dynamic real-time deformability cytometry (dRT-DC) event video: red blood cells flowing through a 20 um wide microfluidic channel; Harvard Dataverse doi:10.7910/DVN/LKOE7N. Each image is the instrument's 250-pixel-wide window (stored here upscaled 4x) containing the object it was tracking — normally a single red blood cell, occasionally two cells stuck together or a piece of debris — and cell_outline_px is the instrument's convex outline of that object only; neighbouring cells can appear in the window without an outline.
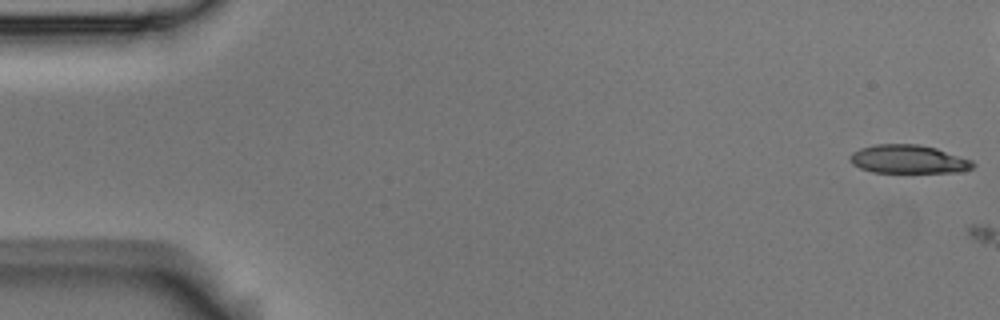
{"species": "Egyptian fruit bat (a non-hibernating species)", "species_latin": "Rousettus aegyptiacus", "temperature_condition": "room temperature", "stored_images_in_passage": 2, "camera_frame_rate_fps": 3000, "um_per_image_px": 0.085, "animal": {"sex": "male"}, "frame": {"image": 1, "passage_image": 1, "time_ms": 0.0, "image_size_px": [1000, 320], "cell_outline_px": [[976, 164], [972, 168], [960, 172], [872, 172], [860, 168], [852, 164], [848, 156], [852, 152], [860, 148], [876, 144], [916, 144], [936, 148], [972, 160]], "centroid_in_image_um": [77.19, 13.53], "position_along_channel_um": 7.8, "area_um2": 20.4}}